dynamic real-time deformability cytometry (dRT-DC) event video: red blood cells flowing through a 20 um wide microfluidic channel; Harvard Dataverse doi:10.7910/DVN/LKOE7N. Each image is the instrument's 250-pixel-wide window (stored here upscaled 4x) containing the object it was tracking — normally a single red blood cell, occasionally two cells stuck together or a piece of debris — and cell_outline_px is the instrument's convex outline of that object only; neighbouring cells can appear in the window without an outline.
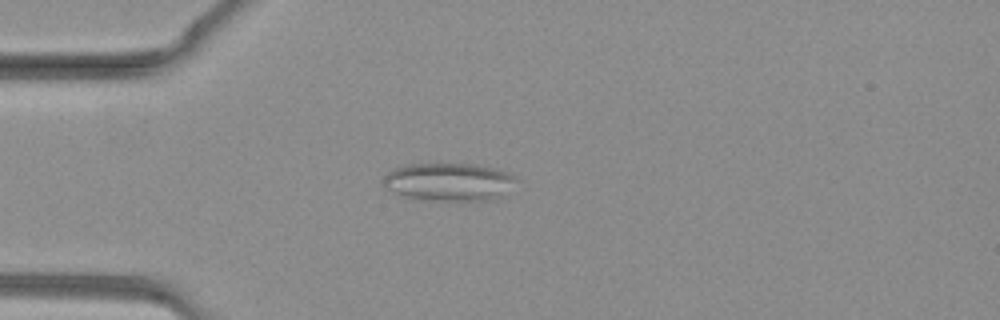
{"species": "common noctule bat (a hibernating species)", "species_latin": "Nyctalus noctula", "temperature_condition": "warm", "stored_images_in_passage": 36, "camera_frame_rate_fps": 3000, "um_per_image_px": 0.085, "animal": {"sex": "female", "body_mass_g": 19.3, "forearm_length_mm": 54.1}, "frame": {"image": 1, "passage_image": 9, "time_ms": 2.667, "image_size_px": [1000, 320], "cell_outline_px": [[520, 180], [504, 196], [492, 200], [424, 200], [404, 196], [384, 188], [384, 176], [388, 172], [396, 168], [412, 164], [468, 164], [492, 168], [508, 172], [516, 176]], "centroid_in_image_um": [38.22, 15.48], "position_along_channel_um": 46.8, "area_um2": 29.48}}
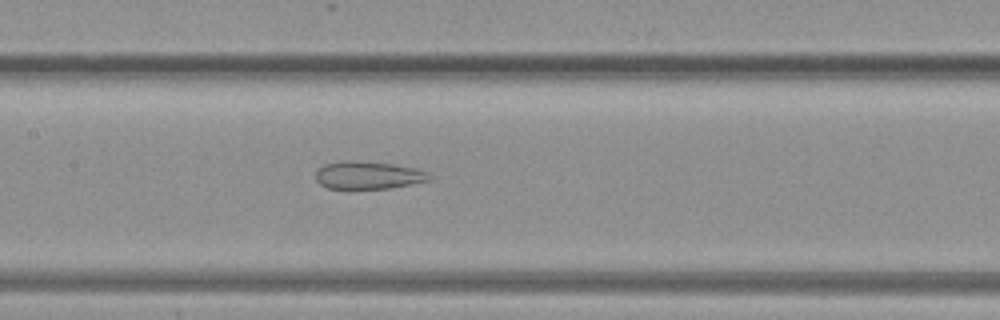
{"frame": {"image": 2, "passage_image": 17, "time_ms": 5.333, "image_size_px": [1000, 320], "cell_outline_px": [[432, 180], [412, 184], [388, 188], [348, 192], [328, 188], [320, 184], [316, 180], [316, 172], [324, 164], [348, 160], [392, 164], [416, 168], [428, 172], [432, 176]], "centroid_in_image_um": [31.28, 14.95], "position_along_channel_um": 176.1, "area_um2": 19.07}}
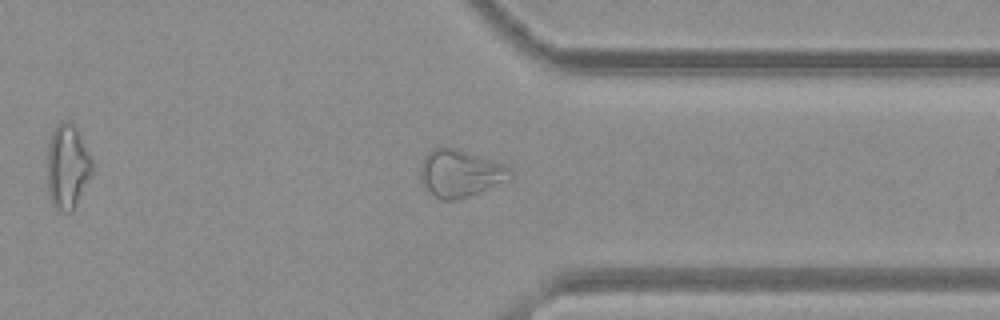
{"frame": {"image": 3, "passage_image": 28, "time_ms": 9.0, "image_size_px": [1000, 320], "cell_outline_px": [[512, 180], [460, 200], [440, 200], [420, 180], [420, 164], [424, 156], [432, 148], [444, 144], [460, 148], [504, 164], [512, 168]], "centroid_in_image_um": [39.15, 14.69], "position_along_channel_um": 372.2, "area_um2": 25.61}}